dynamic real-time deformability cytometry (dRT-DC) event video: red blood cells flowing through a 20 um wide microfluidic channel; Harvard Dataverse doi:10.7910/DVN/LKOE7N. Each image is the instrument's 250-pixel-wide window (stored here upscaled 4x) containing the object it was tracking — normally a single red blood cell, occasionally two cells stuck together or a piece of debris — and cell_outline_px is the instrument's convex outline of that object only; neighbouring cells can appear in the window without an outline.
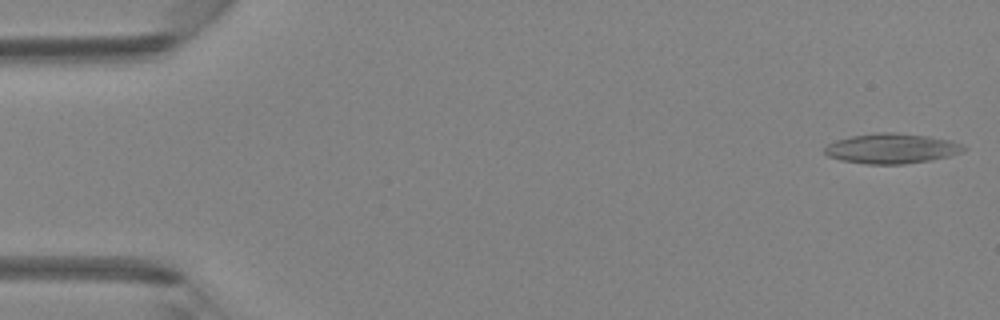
{"species": "Egyptian fruit bat (a non-hibernating species)", "species_latin": "Rousettus aegyptiacus", "temperature_condition": "room temperature", "stored_images_in_passage": 4, "camera_frame_rate_fps": 3000, "um_per_image_px": 0.085, "animal": {"sex": "female"}, "frame": {"image": 1, "passage_image": 1, "time_ms": 0.0, "image_size_px": [1000, 320], "cell_outline_px": [[968, 148], [964, 152], [948, 156], [928, 160], [904, 164], [868, 164], [840, 160], [828, 156], [824, 152], [824, 148], [828, 144], [836, 140], [852, 136], [884, 132], [892, 132], [928, 136], [952, 140]], "centroid_in_image_um": [75.8, 12.62], "position_along_channel_um": 9.2, "area_um2": 24.22}}
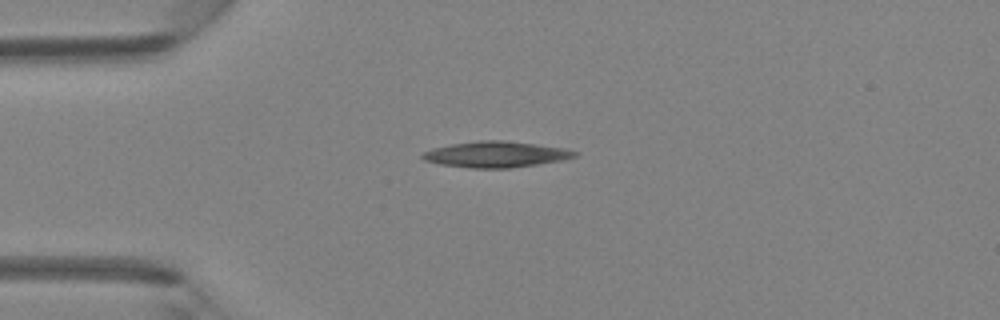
{"frame": {"image": 2, "passage_image": 4, "time_ms": 1.0, "image_size_px": [1000, 320], "cell_outline_px": [[580, 152], [576, 156], [564, 160], [512, 168], [468, 168], [440, 164], [424, 160], [420, 156], [424, 152], [432, 148], [452, 144], [480, 140], [504, 140], [536, 144], [564, 148]], "centroid_in_image_um": [42.17, 13.12], "position_along_channel_um": 42.8, "area_um2": 23.12}}